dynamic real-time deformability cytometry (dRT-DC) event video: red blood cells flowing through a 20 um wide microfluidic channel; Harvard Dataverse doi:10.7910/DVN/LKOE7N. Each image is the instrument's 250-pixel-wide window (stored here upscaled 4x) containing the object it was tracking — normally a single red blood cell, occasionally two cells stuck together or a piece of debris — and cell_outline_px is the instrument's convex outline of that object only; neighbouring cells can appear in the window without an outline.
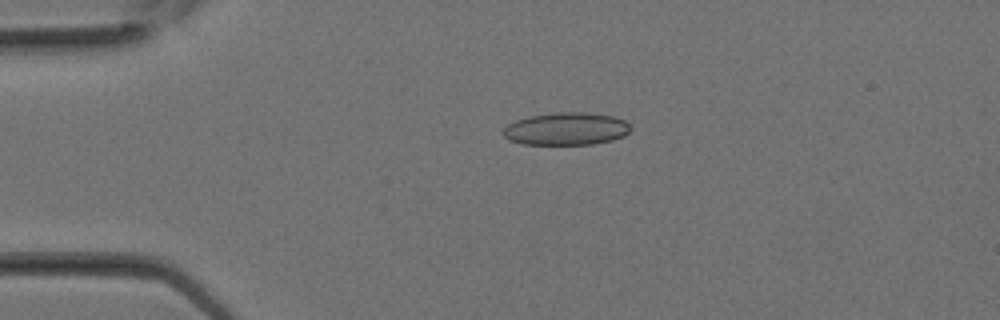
{"species": "Egyptian fruit bat (a non-hibernating species)", "species_latin": "Rousettus aegyptiacus", "temperature_condition": "room temperature", "stored_images_in_passage": 20, "camera_frame_rate_fps": 3000, "um_per_image_px": 0.085, "animal": {"sex": "female"}, "frame": {"image": 1, "passage_image": 2, "time_ms": 0.333, "image_size_px": [1000, 320], "cell_outline_px": [[628, 132], [624, 136], [612, 140], [592, 144], [524, 144], [508, 140], [504, 136], [504, 128], [508, 124], [516, 120], [528, 116], [560, 112], [580, 112], [612, 116], [624, 120], [628, 124]], "centroid_in_image_um": [48.1, 10.95], "position_along_channel_um": 36.9, "area_um2": 23.93}}
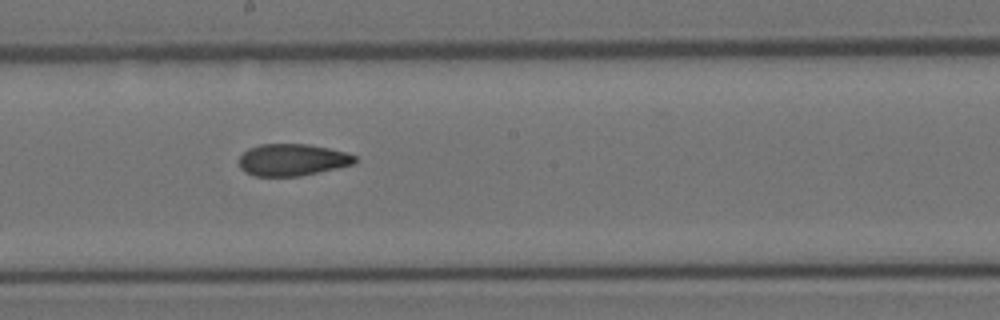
{"frame": {"image": 2, "passage_image": 11, "time_ms": 3.333, "image_size_px": [1000, 320], "cell_outline_px": [[356, 160], [352, 164], [336, 168], [300, 176], [252, 176], [244, 172], [240, 168], [240, 156], [248, 148], [260, 144], [308, 144], [328, 148], [344, 152], [356, 156]], "centroid_in_image_um": [24.8, 13.59], "position_along_channel_um": 223.4, "area_um2": 21.44}}
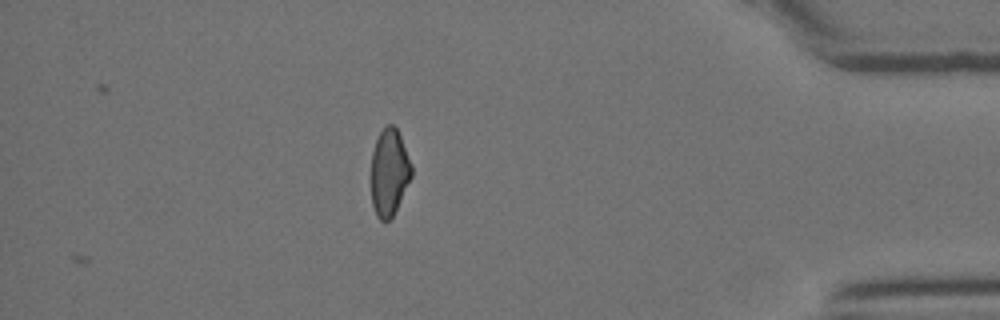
{"frame": {"image": 3, "passage_image": 20, "time_ms": 6.333, "image_size_px": [1000, 320], "cell_outline_px": [[412, 176], [392, 216], [388, 220], [380, 220], [376, 216], [372, 204], [372, 152], [376, 140], [380, 132], [388, 124], [392, 124], [396, 128], [400, 136], [412, 164]], "centroid_in_image_um": [33.09, 14.64], "position_along_channel_um": 402.1, "area_um2": 20.11}}